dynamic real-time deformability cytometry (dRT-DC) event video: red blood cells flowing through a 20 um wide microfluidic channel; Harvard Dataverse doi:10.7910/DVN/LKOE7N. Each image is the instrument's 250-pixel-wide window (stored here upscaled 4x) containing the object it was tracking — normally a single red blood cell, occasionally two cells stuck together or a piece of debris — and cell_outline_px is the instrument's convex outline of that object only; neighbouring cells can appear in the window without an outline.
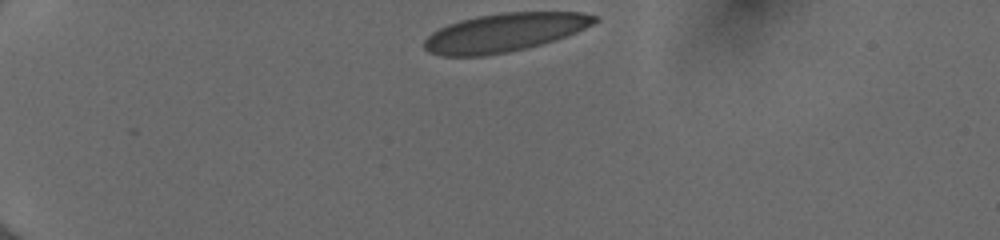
{"species": "human", "species_latin": "Homo sapiens", "temperature_condition": "cold", "stored_images_in_passage": 34, "camera_frame_rate_fps": 3000, "um_per_image_px": 0.085, "donor": {"sex": "female"}, "frame": {"image": 1, "passage_image": 1, "time_ms": 0.0, "image_size_px": [1000, 240], "cell_outline_px": [[600, 20], [576, 32], [540, 44], [508, 52], [484, 56], [444, 56], [428, 52], [424, 48], [424, 40], [432, 32], [448, 24], [460, 20], [476, 16], [504, 12], [580, 12], [600, 16]], "centroid_in_image_um": [42.86, 2.75], "position_along_channel_um": 42.1, "area_um2": 37.97}}
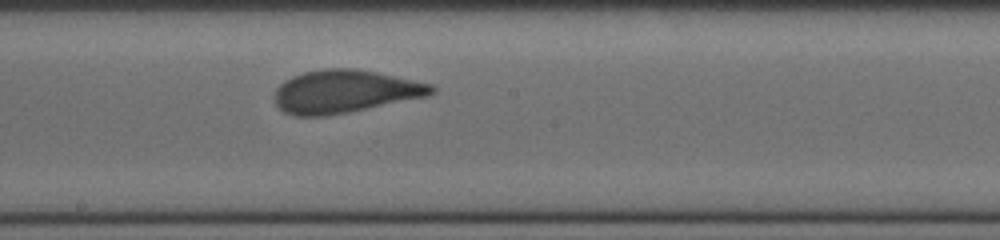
{"frame": {"image": 2, "passage_image": 19, "time_ms": 6.0, "image_size_px": [1000, 240], "cell_outline_px": [[436, 92], [428, 96], [328, 116], [296, 116], [284, 112], [272, 100], [272, 96], [276, 88], [284, 80], [292, 76], [304, 72], [324, 68], [356, 68], [376, 72], [432, 84], [436, 88]], "centroid_in_image_um": [29.27, 7.77], "position_along_channel_um": 218.9, "area_um2": 39.48}}
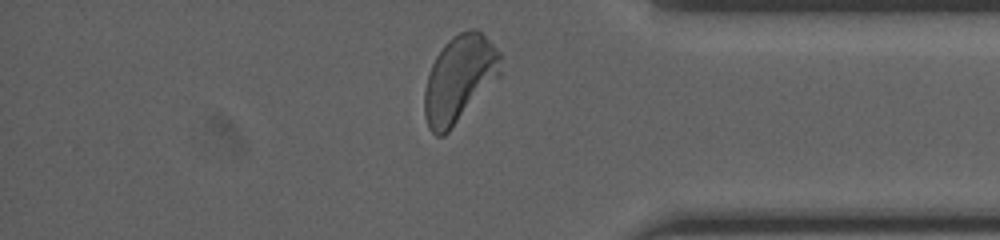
{"frame": {"image": 3, "passage_image": 33, "time_ms": 10.667, "image_size_px": [1000, 240], "cell_outline_px": [[500, 76], [448, 132], [444, 136], [436, 136], [428, 128], [424, 116], [424, 88], [432, 64], [436, 56], [444, 44], [452, 36], [460, 32], [472, 28], [476, 28], [500, 52]], "centroid_in_image_um": [39.02, 6.72], "position_along_channel_um": 396.2, "area_um2": 38.32}, "authors_computed_cell_mechanics": {"area_um2": 38.7838, "velocity_mm_per_s": 4.0103, "shape_relaxation_time_tau1_ms": 4.7465, "shape_relaxation_time_tau2_ms": null, "deformation_change_tau1": 0.17, "deformation_change_tau2": null}}